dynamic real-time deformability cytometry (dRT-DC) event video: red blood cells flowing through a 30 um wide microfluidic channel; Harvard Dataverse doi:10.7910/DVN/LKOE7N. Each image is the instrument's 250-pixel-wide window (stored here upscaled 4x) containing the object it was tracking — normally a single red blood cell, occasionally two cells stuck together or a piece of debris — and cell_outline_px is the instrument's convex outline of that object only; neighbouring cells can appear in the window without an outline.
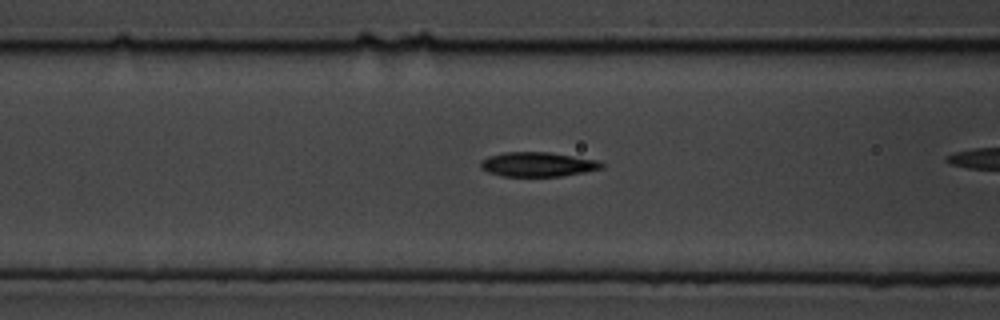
{"species": "common noctule bat (a hibernating species)", "species_latin": "Nyctalus noctula", "temperature_condition": "cold", "stored_images_in_passage": 43, "camera_frame_rate_fps": 3000, "um_per_image_px": 0.085, "animal": {"sex": "male", "body_mass_g": 19.5, "forearm_length_mm": 54.6}, "frame": {"image": 1, "passage_image": 20, "time_ms": 6.333, "image_size_px": [1000, 320], "cell_outline_px": [[604, 168], [584, 172], [560, 176], [500, 176], [488, 172], [480, 168], [480, 160], [488, 156], [504, 152], [552, 152], [600, 160], [604, 164]], "centroid_in_image_um": [45.72, 13.96], "position_along_channel_um": 120.9, "area_um2": 17.51}}
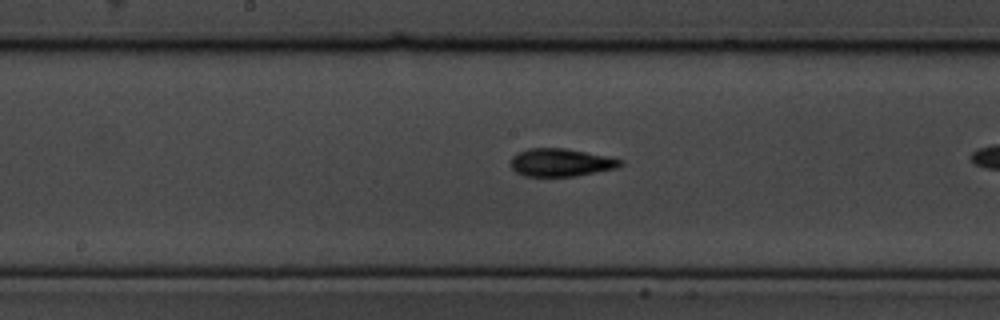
{"frame": {"image": 2, "passage_image": 27, "time_ms": 8.667, "image_size_px": [1000, 320], "cell_outline_px": [[624, 164], [616, 168], [576, 176], [524, 176], [516, 172], [512, 168], [512, 156], [516, 152], [528, 148], [564, 148], [608, 156], [624, 160]], "centroid_in_image_um": [47.68, 13.8], "position_along_channel_um": 200.5, "area_um2": 17.86}}
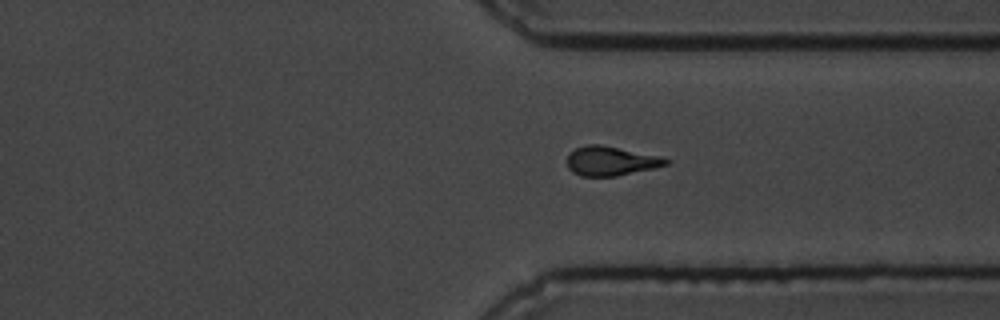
{"frame": {"image": 3, "passage_image": 41, "time_ms": 13.333, "image_size_px": [1000, 320], "cell_outline_px": [[672, 160], [668, 164], [656, 168], [616, 176], [580, 176], [572, 172], [568, 168], [568, 156], [576, 148], [588, 144], [600, 144], [660, 156]], "centroid_in_image_um": [51.95, 13.69], "position_along_channel_um": 359.4, "area_um2": 16.88}}